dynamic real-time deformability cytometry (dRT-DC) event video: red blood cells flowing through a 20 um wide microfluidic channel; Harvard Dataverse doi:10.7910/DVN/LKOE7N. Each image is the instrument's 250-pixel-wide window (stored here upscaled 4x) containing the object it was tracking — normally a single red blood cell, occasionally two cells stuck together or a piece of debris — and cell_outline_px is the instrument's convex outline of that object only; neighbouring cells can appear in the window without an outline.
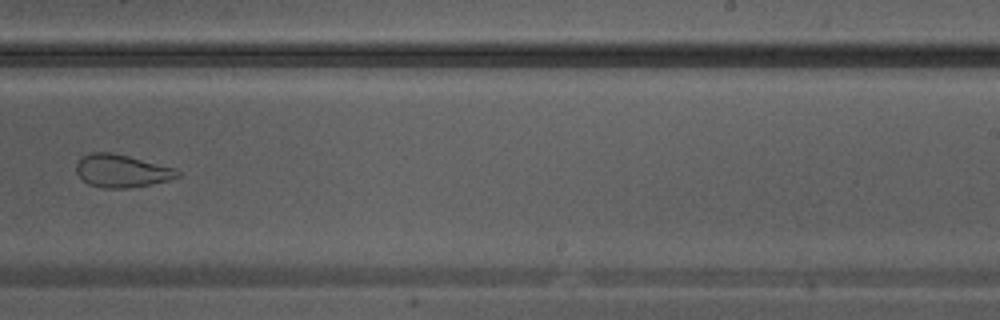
{"species": "Egyptian fruit bat (a non-hibernating species)", "species_latin": "Rousettus aegyptiacus", "temperature_condition": "warm", "stored_images_in_passage": 17, "camera_frame_rate_fps": 3000, "um_per_image_px": 0.085, "animal": {"sex": "male"}, "frame": {"image": 1, "passage_image": 11, "time_ms": 3.333, "image_size_px": [1000, 320], "cell_outline_px": [[180, 176], [168, 180], [152, 184], [128, 188], [104, 188], [88, 184], [76, 172], [76, 164], [84, 156], [92, 152], [112, 152], [176, 168], [180, 172]], "centroid_in_image_um": [10.36, 14.53], "position_along_channel_um": 278.6, "area_um2": 19.25}}